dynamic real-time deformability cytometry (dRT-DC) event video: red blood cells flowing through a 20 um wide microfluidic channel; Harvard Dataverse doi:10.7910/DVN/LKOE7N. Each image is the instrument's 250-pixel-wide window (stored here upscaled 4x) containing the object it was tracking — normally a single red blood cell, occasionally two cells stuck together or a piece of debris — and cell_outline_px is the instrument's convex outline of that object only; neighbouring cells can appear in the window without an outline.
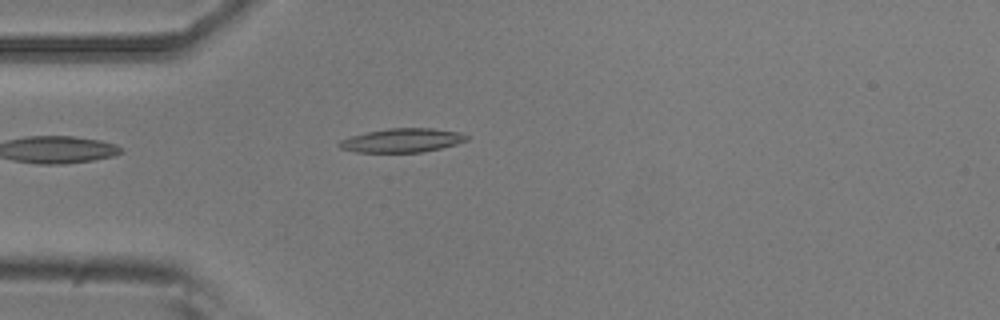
{"species": "common noctule bat (a hibernating species)", "species_latin": "Nyctalus noctula", "temperature_condition": "room temperature", "stored_images_in_passage": 5, "camera_frame_rate_fps": 3000, "um_per_image_px": 0.085, "animal": {"sex": "male", "body_mass_g": 20.5, "forearm_length_mm": 52.5}, "frame": {"image": 1, "passage_image": 5, "time_ms": 1.333, "image_size_px": [1000, 320], "cell_outline_px": [[468, 140], [456, 144], [440, 148], [420, 152], [356, 152], [340, 148], [336, 144], [340, 140], [352, 136], [368, 132], [388, 128], [432, 128], [460, 132], [468, 136]], "centroid_in_image_um": [34.18, 11.93], "position_along_channel_um": 50.8, "area_um2": 17.63}}